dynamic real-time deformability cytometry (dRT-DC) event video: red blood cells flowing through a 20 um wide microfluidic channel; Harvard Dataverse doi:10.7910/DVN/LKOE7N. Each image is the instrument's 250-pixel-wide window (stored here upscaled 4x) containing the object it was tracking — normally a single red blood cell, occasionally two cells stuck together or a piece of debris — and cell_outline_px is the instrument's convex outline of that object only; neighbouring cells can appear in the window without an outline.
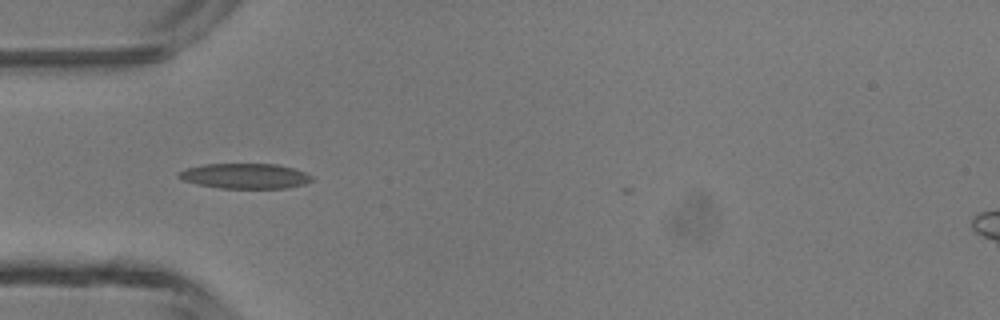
{"species": "common noctule bat (a hibernating species)", "species_latin": "Nyctalus noctula", "temperature_condition": "room temperature", "stored_images_in_passage": 8, "camera_frame_rate_fps": 3000, "um_per_image_px": 0.085, "animal": {"sex": "male", "body_mass_g": 13.3}, "frame": {"image": 1, "passage_image": 3, "time_ms": 0.667, "image_size_px": [1000, 320], "cell_outline_px": [[312, 180], [304, 184], [288, 188], [220, 188], [196, 184], [184, 180], [176, 176], [176, 172], [188, 168], [204, 164], [276, 164], [296, 168], [312, 176]], "centroid_in_image_um": [20.82, 14.96], "position_along_channel_um": 64.2, "area_um2": 19.59}}
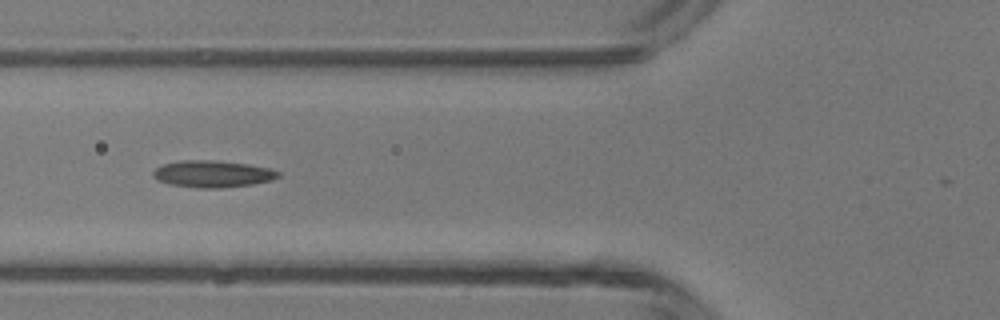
{"frame": {"image": 2, "passage_image": 6, "time_ms": 1.667, "image_size_px": [1000, 320], "cell_outline_px": [[280, 176], [272, 180], [252, 184], [220, 188], [196, 188], [168, 184], [156, 180], [152, 176], [152, 172], [156, 168], [164, 164], [180, 160], [216, 160], [248, 164], [272, 168], [280, 172]], "centroid_in_image_um": [18.06, 14.78], "position_along_channel_um": 107.7, "area_um2": 19.83}}